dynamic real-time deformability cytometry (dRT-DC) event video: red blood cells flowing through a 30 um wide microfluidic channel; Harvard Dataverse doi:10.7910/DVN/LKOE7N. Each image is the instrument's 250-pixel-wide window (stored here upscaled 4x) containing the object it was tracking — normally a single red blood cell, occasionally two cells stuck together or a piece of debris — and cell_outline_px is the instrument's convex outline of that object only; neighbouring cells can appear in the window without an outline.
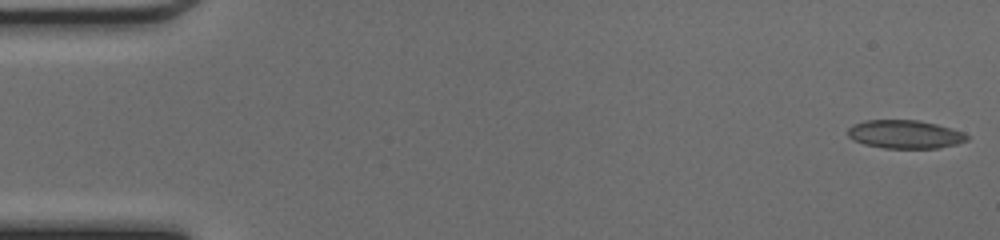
{"species": "common noctule bat (a hibernating species)", "species_latin": "Nyctalus noctula", "temperature_condition": "cold", "stored_images_in_passage": 48, "camera_frame_rate_fps": 3000, "um_per_image_px": 0.085, "animal": {"sex": "female", "body_mass_g": 17.0, "forearm_length_mm": 48.0}, "frame": {"image": 1, "passage_image": 1, "time_ms": 0.0, "image_size_px": [1000, 240], "cell_outline_px": [[968, 140], [956, 144], [936, 148], [884, 148], [864, 144], [852, 140], [848, 136], [848, 128], [852, 124], [864, 120], [920, 120], [952, 128], [964, 132], [968, 136]], "centroid_in_image_um": [76.9, 11.41], "position_along_channel_um": 8.1, "area_um2": 19.83}}
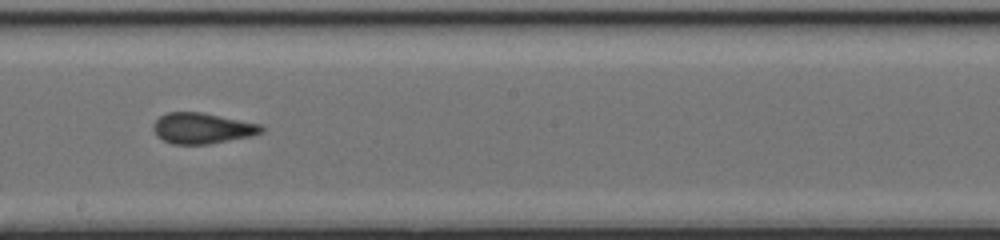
{"frame": {"image": 2, "passage_image": 27, "time_ms": 8.667, "image_size_px": [1000, 240], "cell_outline_px": [[264, 132], [252, 136], [208, 144], [172, 144], [156, 136], [152, 128], [152, 124], [160, 116], [168, 112], [200, 112], [260, 124], [264, 128]], "centroid_in_image_um": [17.17, 10.91], "position_along_channel_um": 231.0, "area_um2": 19.36}}
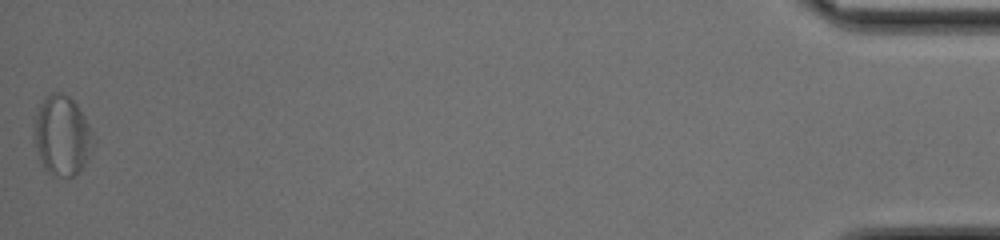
{"frame": {"image": 3, "passage_image": 48, "time_ms": 15.667, "image_size_px": [1000, 240], "cell_outline_px": [[96, 140], [92, 152], [84, 164], [72, 176], [52, 176], [44, 168], [40, 160], [36, 148], [36, 116], [40, 104], [52, 92], [60, 92], [68, 96], [76, 104], [92, 128], [96, 136]], "centroid_in_image_um": [5.34, 11.54], "position_along_channel_um": 429.9, "area_um2": 27.22}, "authors_computed_cell_mechanics": {"area_um2": 19.7965, "velocity_mm_per_s": 4.2806, "shape_relaxation_time_tau1_ms": null, "shape_relaxation_time_tau2_ms": 1.9248, "deformation_change_tau1": null, "deformation_change_tau2": 0.0852}}